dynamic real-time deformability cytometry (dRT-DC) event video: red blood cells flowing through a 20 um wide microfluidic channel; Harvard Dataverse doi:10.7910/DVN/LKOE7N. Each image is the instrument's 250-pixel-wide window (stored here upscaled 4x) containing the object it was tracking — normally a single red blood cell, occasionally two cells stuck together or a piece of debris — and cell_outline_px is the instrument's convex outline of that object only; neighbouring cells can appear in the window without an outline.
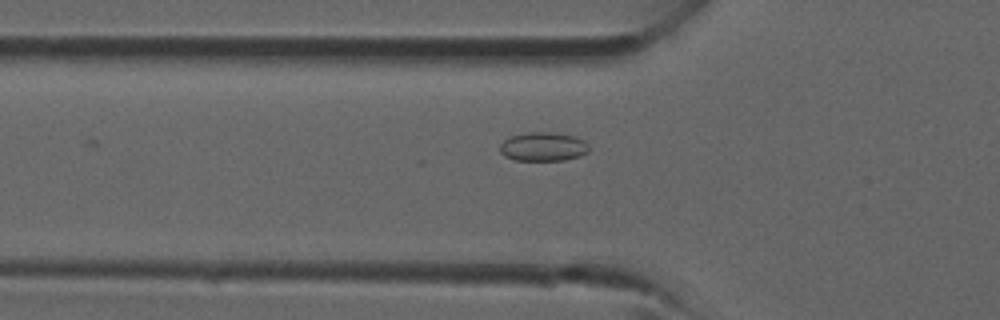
{"species": "common noctule bat (a hibernating species)", "species_latin": "Nyctalus noctula", "temperature_condition": "room temperature", "stored_images_in_passage": 29, "camera_frame_rate_fps": 3000, "um_per_image_px": 0.085, "animal": {"sex": "male", "forearm_length_mm": 52.5}, "frame": {"image": 1, "passage_image": 3, "time_ms": 0.667, "image_size_px": [1000, 320], "cell_outline_px": [[588, 152], [580, 156], [564, 160], [516, 160], [504, 156], [500, 152], [500, 144], [504, 140], [512, 136], [528, 132], [552, 132], [572, 136], [584, 140], [588, 144]], "centroid_in_image_um": [46.17, 12.47], "position_along_channel_um": 79.6, "area_um2": 14.91}}
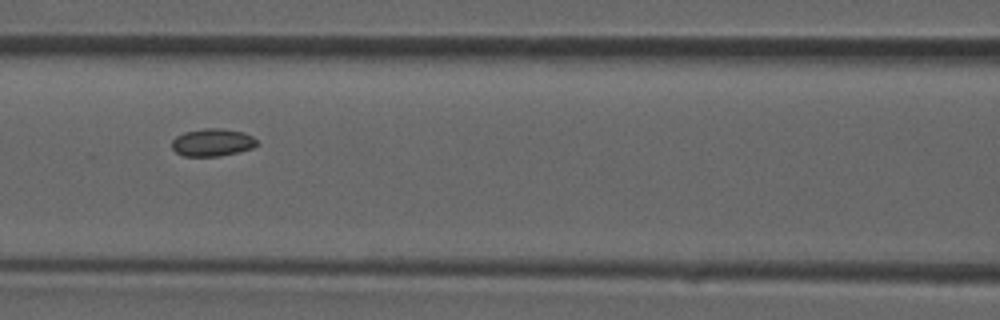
{"frame": {"image": 2, "passage_image": 7, "time_ms": 2.0, "image_size_px": [1000, 320], "cell_outline_px": [[256, 144], [252, 148], [220, 156], [184, 156], [176, 152], [172, 148], [172, 140], [176, 136], [184, 132], [204, 128], [220, 128], [244, 132], [252, 136], [256, 140]], "centroid_in_image_um": [18.02, 12.1], "position_along_channel_um": 148.6, "area_um2": 13.58}}
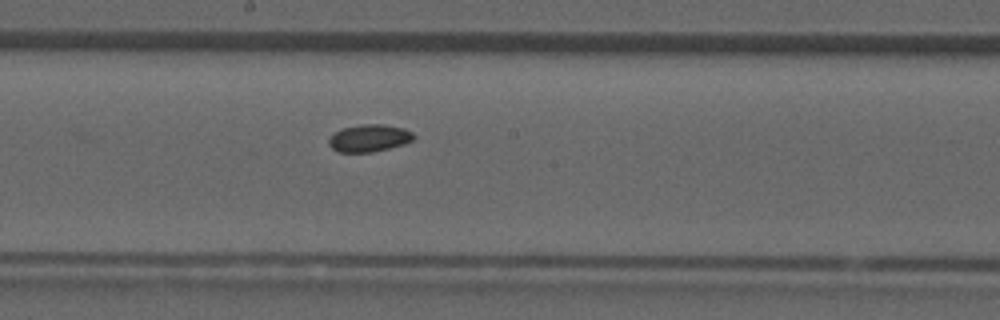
{"frame": {"image": 3, "passage_image": 11, "time_ms": 3.333, "image_size_px": [1000, 320], "cell_outline_px": [[416, 136], [412, 140], [404, 144], [372, 152], [340, 152], [332, 148], [328, 144], [328, 140], [336, 132], [344, 128], [364, 124], [384, 124], [404, 128], [412, 132]], "centroid_in_image_um": [31.41, 11.74], "position_along_channel_um": 216.8, "area_um2": 13.35}}